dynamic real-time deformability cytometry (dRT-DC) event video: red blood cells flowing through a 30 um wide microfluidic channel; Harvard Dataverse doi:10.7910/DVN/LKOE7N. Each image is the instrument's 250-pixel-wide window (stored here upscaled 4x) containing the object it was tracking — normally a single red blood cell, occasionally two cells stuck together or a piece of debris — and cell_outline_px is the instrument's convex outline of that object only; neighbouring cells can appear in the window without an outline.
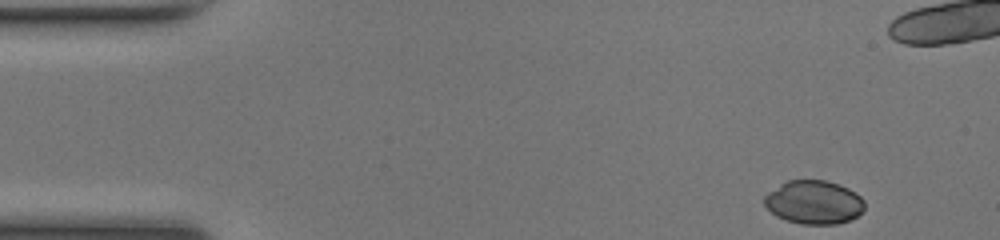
{"species": "common noctule bat (a hibernating species)", "species_latin": "Nyctalus noctula", "temperature_condition": "room temperature", "stored_images_in_passage": 37, "camera_frame_rate_fps": 3000, "um_per_image_px": 0.085, "animal": {"sex": "female", "body_mass_g": 17.0, "forearm_length_mm": 48.0}, "frame": {"image": 1, "passage_image": 1, "time_ms": 0.0, "image_size_px": [1000, 240], "cell_outline_px": [[864, 208], [852, 220], [836, 224], [800, 224], [776, 216], [764, 204], [764, 196], [768, 192], [780, 184], [788, 180], [824, 180], [840, 184], [856, 192], [864, 200]], "centroid_in_image_um": [69.19, 17.19], "position_along_channel_um": 15.8, "area_um2": 25.49}}
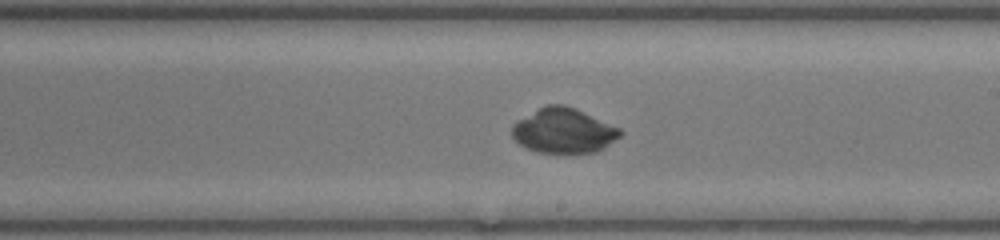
{"frame": {"image": 2, "passage_image": 25, "time_ms": 8.0, "image_size_px": [1000, 240], "cell_outline_px": [[624, 132], [620, 136], [604, 148], [596, 152], [536, 152], [524, 148], [512, 136], [512, 124], [516, 120], [548, 104], [564, 104], [620, 128]], "centroid_in_image_um": [47.88, 11.11], "position_along_channel_um": 241.1, "area_um2": 28.03}}
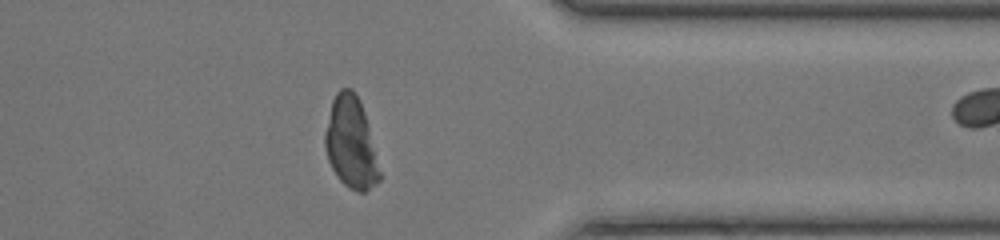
{"frame": {"image": 3, "passage_image": 36, "time_ms": 11.667, "image_size_px": [1000, 240], "cell_outline_px": [[380, 180], [376, 184], [364, 192], [360, 192], [348, 188], [340, 180], [332, 168], [328, 160], [324, 144], [324, 132], [332, 100], [336, 92], [340, 88], [352, 88], [360, 100], [364, 112], [380, 172]], "centroid_in_image_um": [29.8, 12.13], "position_along_channel_um": 381.6, "area_um2": 28.78}}